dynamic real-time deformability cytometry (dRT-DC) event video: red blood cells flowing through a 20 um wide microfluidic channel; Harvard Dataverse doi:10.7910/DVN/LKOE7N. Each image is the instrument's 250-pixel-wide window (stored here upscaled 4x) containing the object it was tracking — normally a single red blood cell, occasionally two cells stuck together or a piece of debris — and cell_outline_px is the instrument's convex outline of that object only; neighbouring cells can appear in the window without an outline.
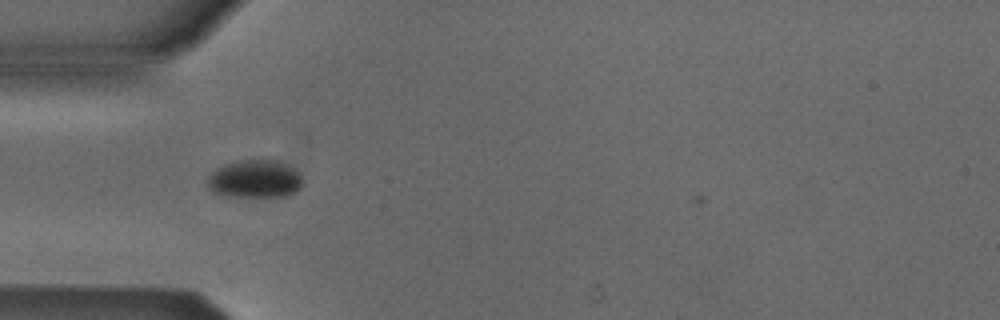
{"species": "Egyptian fruit bat (a non-hibernating species)", "species_latin": "Rousettus aegyptiacus", "temperature_condition": "cold", "stored_images_in_passage": 33, "camera_frame_rate_fps": 3000, "um_per_image_px": 0.085, "animal": {"sex": "male"}, "frame": {"image": 1, "passage_image": 1, "time_ms": 0.0, "image_size_px": [1000, 320], "cell_outline_px": [[300, 188], [296, 192], [288, 196], [228, 196], [212, 192], [208, 188], [208, 176], [216, 168], [224, 164], [240, 160], [276, 160], [288, 164], [300, 172]], "centroid_in_image_um": [21.66, 15.2], "position_along_channel_um": 63.3, "area_um2": 21.1}}
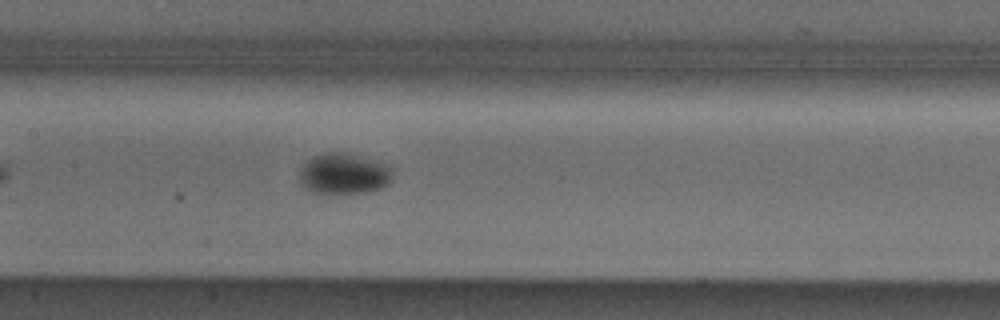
{"frame": {"image": 2, "passage_image": 10, "time_ms": 3.0, "image_size_px": [1000, 320], "cell_outline_px": [[392, 172], [388, 184], [380, 188], [364, 192], [332, 196], [324, 196], [312, 192], [300, 184], [300, 168], [312, 156], [324, 152], [340, 152], [384, 164]], "centroid_in_image_um": [29.12, 14.83], "position_along_channel_um": 178.3, "area_um2": 22.25}}
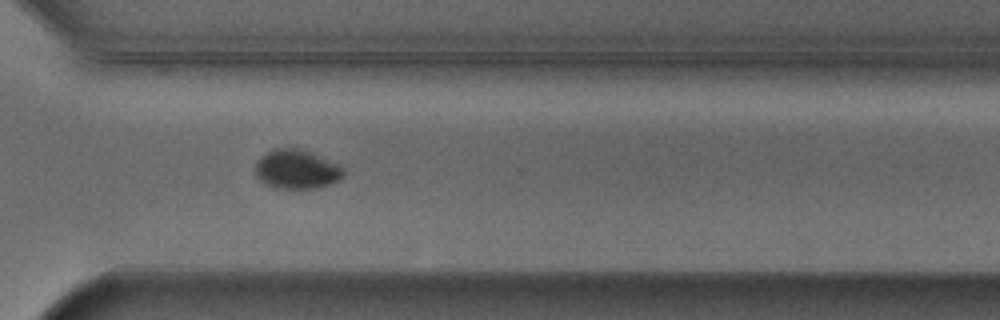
{"frame": {"image": 3, "passage_image": 23, "time_ms": 7.333, "image_size_px": [1000, 320], "cell_outline_px": [[344, 176], [328, 184], [316, 188], [276, 188], [264, 184], [256, 176], [256, 160], [260, 156], [276, 148], [296, 148], [308, 152], [336, 164], [344, 168]], "centroid_in_image_um": [25.16, 14.4], "position_along_channel_um": 345.4, "area_um2": 19.71}}